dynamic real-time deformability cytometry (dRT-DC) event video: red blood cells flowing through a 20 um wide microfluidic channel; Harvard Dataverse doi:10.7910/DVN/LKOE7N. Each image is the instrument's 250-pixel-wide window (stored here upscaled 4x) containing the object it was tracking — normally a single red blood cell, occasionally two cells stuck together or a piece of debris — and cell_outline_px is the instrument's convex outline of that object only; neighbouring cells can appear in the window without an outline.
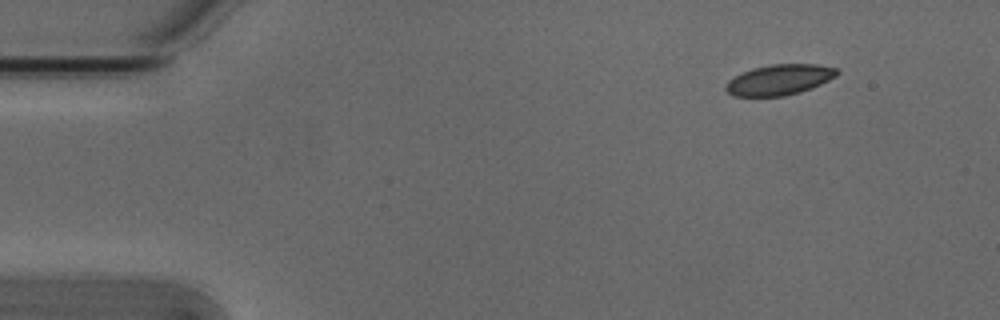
{"species": "Egyptian fruit bat (a non-hibernating species)", "species_latin": "Rousettus aegyptiacus", "temperature_condition": "cold", "stored_images_in_passage": 6, "camera_frame_rate_fps": 3000, "um_per_image_px": 0.085, "animal": {"sex": "male"}, "frame": {"image": 1, "passage_image": 1, "time_ms": 0.0, "image_size_px": [1000, 320], "cell_outline_px": [[840, 72], [836, 76], [812, 88], [800, 92], [784, 96], [732, 96], [724, 88], [724, 84], [728, 80], [752, 68], [772, 64], [816, 64], [840, 68]], "centroid_in_image_um": [66.26, 6.77], "position_along_channel_um": 18.7, "area_um2": 19.88}}
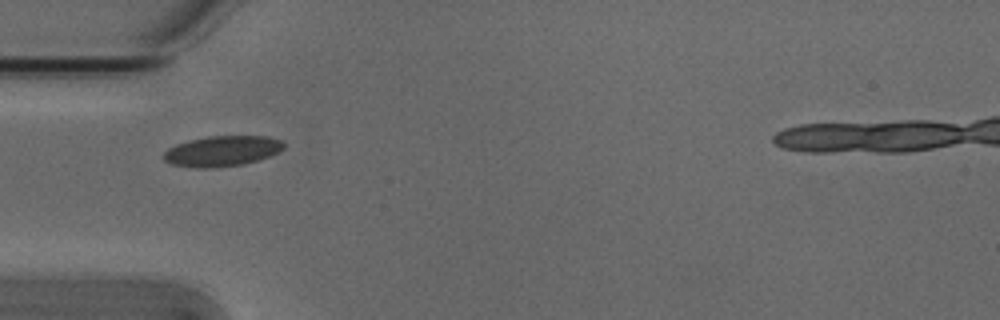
{"frame": {"image": 2, "passage_image": 4, "time_ms": 1.0, "image_size_px": [1000, 320], "cell_outline_px": [[284, 148], [280, 152], [244, 164], [212, 168], [196, 168], [172, 164], [164, 160], [164, 152], [168, 148], [176, 144], [188, 140], [208, 136], [268, 136], [284, 140]], "centroid_in_image_um": [18.9, 12.83], "position_along_channel_um": 66.1, "area_um2": 21.44}}
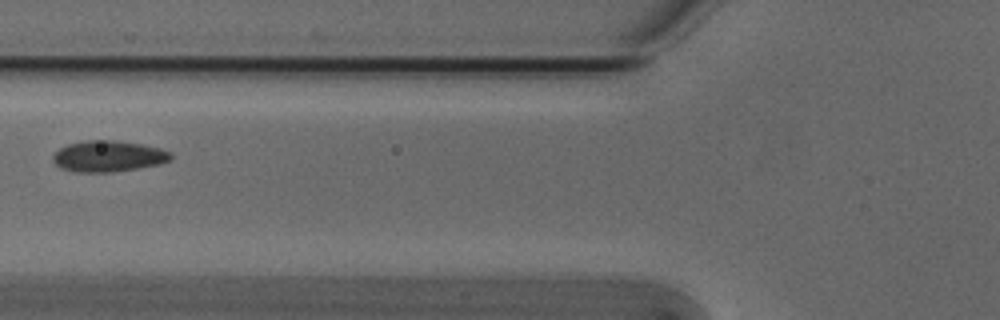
{"frame": {"image": 3, "passage_image": 5, "time_ms": 1.333, "image_size_px": [1000, 320], "cell_outline_px": [[172, 160], [160, 164], [112, 172], [76, 172], [60, 168], [52, 160], [52, 156], [60, 148], [68, 144], [80, 140], [116, 140], [140, 144], [160, 148], [172, 152]], "centroid_in_image_um": [9.2, 13.27], "position_along_channel_um": 116.6, "area_um2": 21.5}}